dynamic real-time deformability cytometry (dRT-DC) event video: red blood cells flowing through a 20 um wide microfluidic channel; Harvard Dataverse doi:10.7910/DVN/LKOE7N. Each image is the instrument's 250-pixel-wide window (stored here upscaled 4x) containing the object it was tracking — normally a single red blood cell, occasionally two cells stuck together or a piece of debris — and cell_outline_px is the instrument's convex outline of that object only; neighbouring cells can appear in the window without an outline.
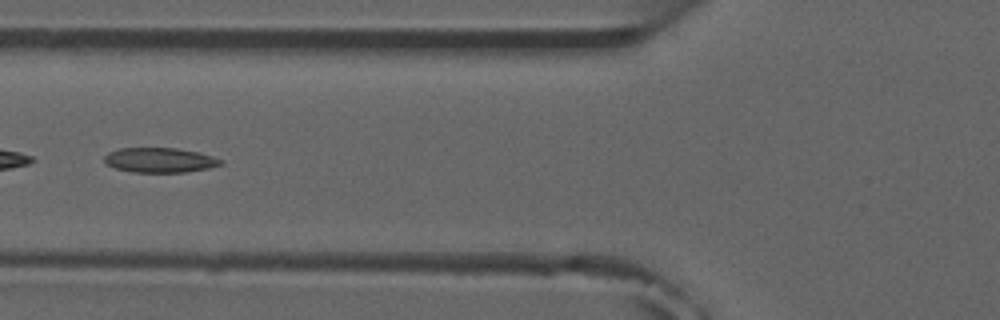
{"species": "common noctule bat (a hibernating species)", "species_latin": "Nyctalus noctula", "temperature_condition": "room temperature", "stored_images_in_passage": 5, "camera_frame_rate_fps": 3000, "um_per_image_px": 0.085, "animal": {"sex": "male", "forearm_length_mm": 52.5}, "frame": {"image": 1, "passage_image": 5, "time_ms": 4.667, "image_size_px": [1000, 320], "cell_outline_px": [[224, 164], [208, 168], [184, 172], [132, 172], [116, 168], [108, 164], [104, 160], [104, 156], [108, 152], [120, 148], [176, 148], [200, 152], [224, 160]], "centroid_in_image_um": [13.62, 13.6], "position_along_channel_um": 112.2, "area_um2": 16.82}}